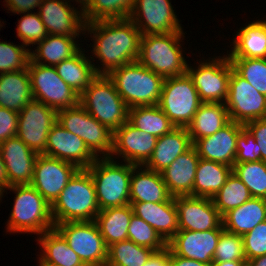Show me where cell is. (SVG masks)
Masks as SVG:
<instances>
[{
    "instance_id": "obj_23",
    "label": "cell",
    "mask_w": 266,
    "mask_h": 266,
    "mask_svg": "<svg viewBox=\"0 0 266 266\" xmlns=\"http://www.w3.org/2000/svg\"><path fill=\"white\" fill-rule=\"evenodd\" d=\"M130 205L133 214L154 228L166 243L178 232V210L174 197L165 202H140Z\"/></svg>"
},
{
    "instance_id": "obj_9",
    "label": "cell",
    "mask_w": 266,
    "mask_h": 266,
    "mask_svg": "<svg viewBox=\"0 0 266 266\" xmlns=\"http://www.w3.org/2000/svg\"><path fill=\"white\" fill-rule=\"evenodd\" d=\"M54 228L86 266H106L108 247L95 221L58 223Z\"/></svg>"
},
{
    "instance_id": "obj_11",
    "label": "cell",
    "mask_w": 266,
    "mask_h": 266,
    "mask_svg": "<svg viewBox=\"0 0 266 266\" xmlns=\"http://www.w3.org/2000/svg\"><path fill=\"white\" fill-rule=\"evenodd\" d=\"M210 59L199 62L195 69L188 64L187 73L193 80L201 102L225 103L232 64L228 55Z\"/></svg>"
},
{
    "instance_id": "obj_38",
    "label": "cell",
    "mask_w": 266,
    "mask_h": 266,
    "mask_svg": "<svg viewBox=\"0 0 266 266\" xmlns=\"http://www.w3.org/2000/svg\"><path fill=\"white\" fill-rule=\"evenodd\" d=\"M154 252L130 240L116 242L108 247L106 266H143Z\"/></svg>"
},
{
    "instance_id": "obj_13",
    "label": "cell",
    "mask_w": 266,
    "mask_h": 266,
    "mask_svg": "<svg viewBox=\"0 0 266 266\" xmlns=\"http://www.w3.org/2000/svg\"><path fill=\"white\" fill-rule=\"evenodd\" d=\"M57 122V111L46 104L32 100L18 113L16 136L31 150L43 154L48 133Z\"/></svg>"
},
{
    "instance_id": "obj_35",
    "label": "cell",
    "mask_w": 266,
    "mask_h": 266,
    "mask_svg": "<svg viewBox=\"0 0 266 266\" xmlns=\"http://www.w3.org/2000/svg\"><path fill=\"white\" fill-rule=\"evenodd\" d=\"M232 167L200 158L193 186L194 197L213 198L226 183Z\"/></svg>"
},
{
    "instance_id": "obj_49",
    "label": "cell",
    "mask_w": 266,
    "mask_h": 266,
    "mask_svg": "<svg viewBox=\"0 0 266 266\" xmlns=\"http://www.w3.org/2000/svg\"><path fill=\"white\" fill-rule=\"evenodd\" d=\"M236 149L235 163L261 160L255 137L246 127L238 134Z\"/></svg>"
},
{
    "instance_id": "obj_6",
    "label": "cell",
    "mask_w": 266,
    "mask_h": 266,
    "mask_svg": "<svg viewBox=\"0 0 266 266\" xmlns=\"http://www.w3.org/2000/svg\"><path fill=\"white\" fill-rule=\"evenodd\" d=\"M114 157L97 158L87 169L93 179L99 209L130 204V178L135 165Z\"/></svg>"
},
{
    "instance_id": "obj_29",
    "label": "cell",
    "mask_w": 266,
    "mask_h": 266,
    "mask_svg": "<svg viewBox=\"0 0 266 266\" xmlns=\"http://www.w3.org/2000/svg\"><path fill=\"white\" fill-rule=\"evenodd\" d=\"M266 221V199L252 197L222 216L224 230L243 236Z\"/></svg>"
},
{
    "instance_id": "obj_30",
    "label": "cell",
    "mask_w": 266,
    "mask_h": 266,
    "mask_svg": "<svg viewBox=\"0 0 266 266\" xmlns=\"http://www.w3.org/2000/svg\"><path fill=\"white\" fill-rule=\"evenodd\" d=\"M76 37L48 34L35 50H30V60L44 66L55 67L62 61L74 56L81 48L77 44Z\"/></svg>"
},
{
    "instance_id": "obj_16",
    "label": "cell",
    "mask_w": 266,
    "mask_h": 266,
    "mask_svg": "<svg viewBox=\"0 0 266 266\" xmlns=\"http://www.w3.org/2000/svg\"><path fill=\"white\" fill-rule=\"evenodd\" d=\"M174 201L178 210L179 230L224 229L222 216L216 209L212 198L178 196L174 197Z\"/></svg>"
},
{
    "instance_id": "obj_32",
    "label": "cell",
    "mask_w": 266,
    "mask_h": 266,
    "mask_svg": "<svg viewBox=\"0 0 266 266\" xmlns=\"http://www.w3.org/2000/svg\"><path fill=\"white\" fill-rule=\"evenodd\" d=\"M80 49L74 56L62 61L55 66L61 79L69 85L73 91L80 95L97 76L92 64L93 57H87L85 50Z\"/></svg>"
},
{
    "instance_id": "obj_41",
    "label": "cell",
    "mask_w": 266,
    "mask_h": 266,
    "mask_svg": "<svg viewBox=\"0 0 266 266\" xmlns=\"http://www.w3.org/2000/svg\"><path fill=\"white\" fill-rule=\"evenodd\" d=\"M232 172L245 184L252 197L266 199V162L234 163Z\"/></svg>"
},
{
    "instance_id": "obj_43",
    "label": "cell",
    "mask_w": 266,
    "mask_h": 266,
    "mask_svg": "<svg viewBox=\"0 0 266 266\" xmlns=\"http://www.w3.org/2000/svg\"><path fill=\"white\" fill-rule=\"evenodd\" d=\"M128 240L133 241L137 245L148 247L155 252L167 248V243L157 231L135 214L132 215L128 227Z\"/></svg>"
},
{
    "instance_id": "obj_53",
    "label": "cell",
    "mask_w": 266,
    "mask_h": 266,
    "mask_svg": "<svg viewBox=\"0 0 266 266\" xmlns=\"http://www.w3.org/2000/svg\"><path fill=\"white\" fill-rule=\"evenodd\" d=\"M143 266H169V248L154 252Z\"/></svg>"
},
{
    "instance_id": "obj_33",
    "label": "cell",
    "mask_w": 266,
    "mask_h": 266,
    "mask_svg": "<svg viewBox=\"0 0 266 266\" xmlns=\"http://www.w3.org/2000/svg\"><path fill=\"white\" fill-rule=\"evenodd\" d=\"M132 215L133 209L130 204L99 211L94 221L107 247L116 242L128 240V227Z\"/></svg>"
},
{
    "instance_id": "obj_34",
    "label": "cell",
    "mask_w": 266,
    "mask_h": 266,
    "mask_svg": "<svg viewBox=\"0 0 266 266\" xmlns=\"http://www.w3.org/2000/svg\"><path fill=\"white\" fill-rule=\"evenodd\" d=\"M230 121L225 103L202 102L187 127L192 143L213 135Z\"/></svg>"
},
{
    "instance_id": "obj_45",
    "label": "cell",
    "mask_w": 266,
    "mask_h": 266,
    "mask_svg": "<svg viewBox=\"0 0 266 266\" xmlns=\"http://www.w3.org/2000/svg\"><path fill=\"white\" fill-rule=\"evenodd\" d=\"M16 32L18 39L20 38L22 44L26 47L41 42L48 35L46 27L37 11L34 13H23L21 19L18 20Z\"/></svg>"
},
{
    "instance_id": "obj_48",
    "label": "cell",
    "mask_w": 266,
    "mask_h": 266,
    "mask_svg": "<svg viewBox=\"0 0 266 266\" xmlns=\"http://www.w3.org/2000/svg\"><path fill=\"white\" fill-rule=\"evenodd\" d=\"M85 108L78 103L74 107L57 111V122L67 131L79 136L83 140Z\"/></svg>"
},
{
    "instance_id": "obj_14",
    "label": "cell",
    "mask_w": 266,
    "mask_h": 266,
    "mask_svg": "<svg viewBox=\"0 0 266 266\" xmlns=\"http://www.w3.org/2000/svg\"><path fill=\"white\" fill-rule=\"evenodd\" d=\"M170 0H135L129 19L143 35L183 31Z\"/></svg>"
},
{
    "instance_id": "obj_52",
    "label": "cell",
    "mask_w": 266,
    "mask_h": 266,
    "mask_svg": "<svg viewBox=\"0 0 266 266\" xmlns=\"http://www.w3.org/2000/svg\"><path fill=\"white\" fill-rule=\"evenodd\" d=\"M44 0H5L6 8L16 14H23L32 12L33 9L38 8Z\"/></svg>"
},
{
    "instance_id": "obj_7",
    "label": "cell",
    "mask_w": 266,
    "mask_h": 266,
    "mask_svg": "<svg viewBox=\"0 0 266 266\" xmlns=\"http://www.w3.org/2000/svg\"><path fill=\"white\" fill-rule=\"evenodd\" d=\"M79 103L112 132L128 121V107L108 75H97L79 95Z\"/></svg>"
},
{
    "instance_id": "obj_18",
    "label": "cell",
    "mask_w": 266,
    "mask_h": 266,
    "mask_svg": "<svg viewBox=\"0 0 266 266\" xmlns=\"http://www.w3.org/2000/svg\"><path fill=\"white\" fill-rule=\"evenodd\" d=\"M67 0H44L38 13L48 34L79 36L85 34L82 10H77ZM84 32V33H83Z\"/></svg>"
},
{
    "instance_id": "obj_25",
    "label": "cell",
    "mask_w": 266,
    "mask_h": 266,
    "mask_svg": "<svg viewBox=\"0 0 266 266\" xmlns=\"http://www.w3.org/2000/svg\"><path fill=\"white\" fill-rule=\"evenodd\" d=\"M193 146L188 129L175 127L170 132L158 138L153 153L144 165L146 168L161 173L180 154Z\"/></svg>"
},
{
    "instance_id": "obj_57",
    "label": "cell",
    "mask_w": 266,
    "mask_h": 266,
    "mask_svg": "<svg viewBox=\"0 0 266 266\" xmlns=\"http://www.w3.org/2000/svg\"><path fill=\"white\" fill-rule=\"evenodd\" d=\"M246 266H266V255L248 260Z\"/></svg>"
},
{
    "instance_id": "obj_46",
    "label": "cell",
    "mask_w": 266,
    "mask_h": 266,
    "mask_svg": "<svg viewBox=\"0 0 266 266\" xmlns=\"http://www.w3.org/2000/svg\"><path fill=\"white\" fill-rule=\"evenodd\" d=\"M247 260L244 253L243 238L223 230L221 232L213 261Z\"/></svg>"
},
{
    "instance_id": "obj_3",
    "label": "cell",
    "mask_w": 266,
    "mask_h": 266,
    "mask_svg": "<svg viewBox=\"0 0 266 266\" xmlns=\"http://www.w3.org/2000/svg\"><path fill=\"white\" fill-rule=\"evenodd\" d=\"M183 37V31L143 35L137 61L164 79L186 74L188 64L180 44Z\"/></svg>"
},
{
    "instance_id": "obj_15",
    "label": "cell",
    "mask_w": 266,
    "mask_h": 266,
    "mask_svg": "<svg viewBox=\"0 0 266 266\" xmlns=\"http://www.w3.org/2000/svg\"><path fill=\"white\" fill-rule=\"evenodd\" d=\"M78 169L71 162L39 154L31 185L51 206Z\"/></svg>"
},
{
    "instance_id": "obj_28",
    "label": "cell",
    "mask_w": 266,
    "mask_h": 266,
    "mask_svg": "<svg viewBox=\"0 0 266 266\" xmlns=\"http://www.w3.org/2000/svg\"><path fill=\"white\" fill-rule=\"evenodd\" d=\"M38 237L41 247L38 266H86L55 228L45 231Z\"/></svg>"
},
{
    "instance_id": "obj_21",
    "label": "cell",
    "mask_w": 266,
    "mask_h": 266,
    "mask_svg": "<svg viewBox=\"0 0 266 266\" xmlns=\"http://www.w3.org/2000/svg\"><path fill=\"white\" fill-rule=\"evenodd\" d=\"M0 154L6 168L9 187L32 183L38 153L15 136L0 144Z\"/></svg>"
},
{
    "instance_id": "obj_20",
    "label": "cell",
    "mask_w": 266,
    "mask_h": 266,
    "mask_svg": "<svg viewBox=\"0 0 266 266\" xmlns=\"http://www.w3.org/2000/svg\"><path fill=\"white\" fill-rule=\"evenodd\" d=\"M223 230H178L174 237L167 243V247L175 255L187 259H194L205 264H211Z\"/></svg>"
},
{
    "instance_id": "obj_12",
    "label": "cell",
    "mask_w": 266,
    "mask_h": 266,
    "mask_svg": "<svg viewBox=\"0 0 266 266\" xmlns=\"http://www.w3.org/2000/svg\"><path fill=\"white\" fill-rule=\"evenodd\" d=\"M229 119L242 125L266 118V95L259 93L233 68L225 102Z\"/></svg>"
},
{
    "instance_id": "obj_19",
    "label": "cell",
    "mask_w": 266,
    "mask_h": 266,
    "mask_svg": "<svg viewBox=\"0 0 266 266\" xmlns=\"http://www.w3.org/2000/svg\"><path fill=\"white\" fill-rule=\"evenodd\" d=\"M44 155L71 162L78 168H88L97 157L77 135L56 122L48 133Z\"/></svg>"
},
{
    "instance_id": "obj_58",
    "label": "cell",
    "mask_w": 266,
    "mask_h": 266,
    "mask_svg": "<svg viewBox=\"0 0 266 266\" xmlns=\"http://www.w3.org/2000/svg\"><path fill=\"white\" fill-rule=\"evenodd\" d=\"M68 1L70 2L71 0H68ZM75 1L80 4L78 6L81 7L80 9L82 11H84L87 8V6L89 5V3L91 2V0H75Z\"/></svg>"
},
{
    "instance_id": "obj_27",
    "label": "cell",
    "mask_w": 266,
    "mask_h": 266,
    "mask_svg": "<svg viewBox=\"0 0 266 266\" xmlns=\"http://www.w3.org/2000/svg\"><path fill=\"white\" fill-rule=\"evenodd\" d=\"M33 100L28 69L0 74V107L19 113Z\"/></svg>"
},
{
    "instance_id": "obj_40",
    "label": "cell",
    "mask_w": 266,
    "mask_h": 266,
    "mask_svg": "<svg viewBox=\"0 0 266 266\" xmlns=\"http://www.w3.org/2000/svg\"><path fill=\"white\" fill-rule=\"evenodd\" d=\"M251 198L249 189L232 172L212 200L219 214L223 216L229 210L237 208Z\"/></svg>"
},
{
    "instance_id": "obj_54",
    "label": "cell",
    "mask_w": 266,
    "mask_h": 266,
    "mask_svg": "<svg viewBox=\"0 0 266 266\" xmlns=\"http://www.w3.org/2000/svg\"><path fill=\"white\" fill-rule=\"evenodd\" d=\"M169 266H211V264H205L194 259H187L178 255H175L169 249Z\"/></svg>"
},
{
    "instance_id": "obj_8",
    "label": "cell",
    "mask_w": 266,
    "mask_h": 266,
    "mask_svg": "<svg viewBox=\"0 0 266 266\" xmlns=\"http://www.w3.org/2000/svg\"><path fill=\"white\" fill-rule=\"evenodd\" d=\"M201 103L188 73L164 80L158 106L175 127L187 128Z\"/></svg>"
},
{
    "instance_id": "obj_51",
    "label": "cell",
    "mask_w": 266,
    "mask_h": 266,
    "mask_svg": "<svg viewBox=\"0 0 266 266\" xmlns=\"http://www.w3.org/2000/svg\"><path fill=\"white\" fill-rule=\"evenodd\" d=\"M245 127L255 137L258 152H261V160L266 162V118L248 122Z\"/></svg>"
},
{
    "instance_id": "obj_22",
    "label": "cell",
    "mask_w": 266,
    "mask_h": 266,
    "mask_svg": "<svg viewBox=\"0 0 266 266\" xmlns=\"http://www.w3.org/2000/svg\"><path fill=\"white\" fill-rule=\"evenodd\" d=\"M244 127L230 120L213 135L197 139L193 146L200 158L233 167L238 134Z\"/></svg>"
},
{
    "instance_id": "obj_5",
    "label": "cell",
    "mask_w": 266,
    "mask_h": 266,
    "mask_svg": "<svg viewBox=\"0 0 266 266\" xmlns=\"http://www.w3.org/2000/svg\"><path fill=\"white\" fill-rule=\"evenodd\" d=\"M15 195L14 205L7 221V232L40 235L54 228L50 204L30 185L7 188Z\"/></svg>"
},
{
    "instance_id": "obj_17",
    "label": "cell",
    "mask_w": 266,
    "mask_h": 266,
    "mask_svg": "<svg viewBox=\"0 0 266 266\" xmlns=\"http://www.w3.org/2000/svg\"><path fill=\"white\" fill-rule=\"evenodd\" d=\"M157 140L158 137L135 128L127 121L114 132L110 158L118 155L117 158L121 156L124 162L144 166L150 159Z\"/></svg>"
},
{
    "instance_id": "obj_36",
    "label": "cell",
    "mask_w": 266,
    "mask_h": 266,
    "mask_svg": "<svg viewBox=\"0 0 266 266\" xmlns=\"http://www.w3.org/2000/svg\"><path fill=\"white\" fill-rule=\"evenodd\" d=\"M128 122L158 138L175 128L158 104L128 108Z\"/></svg>"
},
{
    "instance_id": "obj_4",
    "label": "cell",
    "mask_w": 266,
    "mask_h": 266,
    "mask_svg": "<svg viewBox=\"0 0 266 266\" xmlns=\"http://www.w3.org/2000/svg\"><path fill=\"white\" fill-rule=\"evenodd\" d=\"M128 108L157 105L164 78L138 61L116 68L108 74Z\"/></svg>"
},
{
    "instance_id": "obj_42",
    "label": "cell",
    "mask_w": 266,
    "mask_h": 266,
    "mask_svg": "<svg viewBox=\"0 0 266 266\" xmlns=\"http://www.w3.org/2000/svg\"><path fill=\"white\" fill-rule=\"evenodd\" d=\"M233 69L259 93L266 95V58H229Z\"/></svg>"
},
{
    "instance_id": "obj_39",
    "label": "cell",
    "mask_w": 266,
    "mask_h": 266,
    "mask_svg": "<svg viewBox=\"0 0 266 266\" xmlns=\"http://www.w3.org/2000/svg\"><path fill=\"white\" fill-rule=\"evenodd\" d=\"M135 0H91L83 11L85 23L128 19Z\"/></svg>"
},
{
    "instance_id": "obj_55",
    "label": "cell",
    "mask_w": 266,
    "mask_h": 266,
    "mask_svg": "<svg viewBox=\"0 0 266 266\" xmlns=\"http://www.w3.org/2000/svg\"><path fill=\"white\" fill-rule=\"evenodd\" d=\"M7 188H9L8 184V178L6 174V168L3 162V159L0 154V192H1V198L3 197L5 190L7 191Z\"/></svg>"
},
{
    "instance_id": "obj_50",
    "label": "cell",
    "mask_w": 266,
    "mask_h": 266,
    "mask_svg": "<svg viewBox=\"0 0 266 266\" xmlns=\"http://www.w3.org/2000/svg\"><path fill=\"white\" fill-rule=\"evenodd\" d=\"M18 127V113L0 107V144L8 138L15 137Z\"/></svg>"
},
{
    "instance_id": "obj_44",
    "label": "cell",
    "mask_w": 266,
    "mask_h": 266,
    "mask_svg": "<svg viewBox=\"0 0 266 266\" xmlns=\"http://www.w3.org/2000/svg\"><path fill=\"white\" fill-rule=\"evenodd\" d=\"M26 46L0 41V74L26 69L30 60Z\"/></svg>"
},
{
    "instance_id": "obj_26",
    "label": "cell",
    "mask_w": 266,
    "mask_h": 266,
    "mask_svg": "<svg viewBox=\"0 0 266 266\" xmlns=\"http://www.w3.org/2000/svg\"><path fill=\"white\" fill-rule=\"evenodd\" d=\"M172 196L161 173L145 166H134L130 178V203L165 202Z\"/></svg>"
},
{
    "instance_id": "obj_1",
    "label": "cell",
    "mask_w": 266,
    "mask_h": 266,
    "mask_svg": "<svg viewBox=\"0 0 266 266\" xmlns=\"http://www.w3.org/2000/svg\"><path fill=\"white\" fill-rule=\"evenodd\" d=\"M85 32L94 42L91 52L102 63L100 68L93 62L97 75H108L138 60L142 34L129 18L85 23Z\"/></svg>"
},
{
    "instance_id": "obj_47",
    "label": "cell",
    "mask_w": 266,
    "mask_h": 266,
    "mask_svg": "<svg viewBox=\"0 0 266 266\" xmlns=\"http://www.w3.org/2000/svg\"><path fill=\"white\" fill-rule=\"evenodd\" d=\"M242 238L247 261L266 255V221L259 223Z\"/></svg>"
},
{
    "instance_id": "obj_24",
    "label": "cell",
    "mask_w": 266,
    "mask_h": 266,
    "mask_svg": "<svg viewBox=\"0 0 266 266\" xmlns=\"http://www.w3.org/2000/svg\"><path fill=\"white\" fill-rule=\"evenodd\" d=\"M200 157L194 146L180 154L161 172L172 197L193 196L196 168Z\"/></svg>"
},
{
    "instance_id": "obj_37",
    "label": "cell",
    "mask_w": 266,
    "mask_h": 266,
    "mask_svg": "<svg viewBox=\"0 0 266 266\" xmlns=\"http://www.w3.org/2000/svg\"><path fill=\"white\" fill-rule=\"evenodd\" d=\"M114 132L100 123L85 110L83 141L97 157H110L113 151Z\"/></svg>"
},
{
    "instance_id": "obj_31",
    "label": "cell",
    "mask_w": 266,
    "mask_h": 266,
    "mask_svg": "<svg viewBox=\"0 0 266 266\" xmlns=\"http://www.w3.org/2000/svg\"><path fill=\"white\" fill-rule=\"evenodd\" d=\"M237 31L228 58H266V21L256 20Z\"/></svg>"
},
{
    "instance_id": "obj_10",
    "label": "cell",
    "mask_w": 266,
    "mask_h": 266,
    "mask_svg": "<svg viewBox=\"0 0 266 266\" xmlns=\"http://www.w3.org/2000/svg\"><path fill=\"white\" fill-rule=\"evenodd\" d=\"M33 100L42 102L56 111L74 107L79 95L58 75L55 67L28 62Z\"/></svg>"
},
{
    "instance_id": "obj_2",
    "label": "cell",
    "mask_w": 266,
    "mask_h": 266,
    "mask_svg": "<svg viewBox=\"0 0 266 266\" xmlns=\"http://www.w3.org/2000/svg\"><path fill=\"white\" fill-rule=\"evenodd\" d=\"M99 211L95 185L87 168H79L75 172L51 205L54 225L94 221Z\"/></svg>"
},
{
    "instance_id": "obj_56",
    "label": "cell",
    "mask_w": 266,
    "mask_h": 266,
    "mask_svg": "<svg viewBox=\"0 0 266 266\" xmlns=\"http://www.w3.org/2000/svg\"><path fill=\"white\" fill-rule=\"evenodd\" d=\"M247 260L213 261L211 266H246Z\"/></svg>"
}]
</instances>
